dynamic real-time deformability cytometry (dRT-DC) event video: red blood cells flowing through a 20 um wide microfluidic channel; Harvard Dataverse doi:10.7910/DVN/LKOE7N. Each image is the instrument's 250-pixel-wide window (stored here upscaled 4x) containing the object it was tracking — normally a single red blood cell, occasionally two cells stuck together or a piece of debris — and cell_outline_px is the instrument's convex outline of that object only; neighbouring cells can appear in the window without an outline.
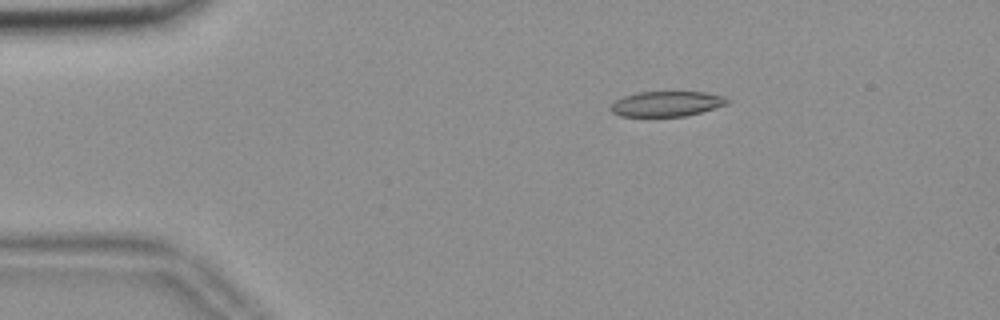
{"species": "common noctule bat (a hibernating species)", "species_latin": "Nyctalus noctula", "temperature_condition": "room temperature", "stored_images_in_passage": 46, "camera_frame_rate_fps": 3000, "um_per_image_px": 0.085, "animal": {"sex": "female", "body_mass_g": 18.4}, "frame": {"image": 1, "passage_image": 1, "time_ms": 0.0, "image_size_px": [1000, 320], "cell_outline_px": [[732, 100], [728, 104], [700, 112], [684, 116], [620, 116], [612, 112], [608, 108], [616, 100], [624, 96], [640, 92], [704, 92], [724, 96]], "centroid_in_image_um": [56.68, 8.82], "position_along_channel_um": 28.3, "area_um2": 17.05}}
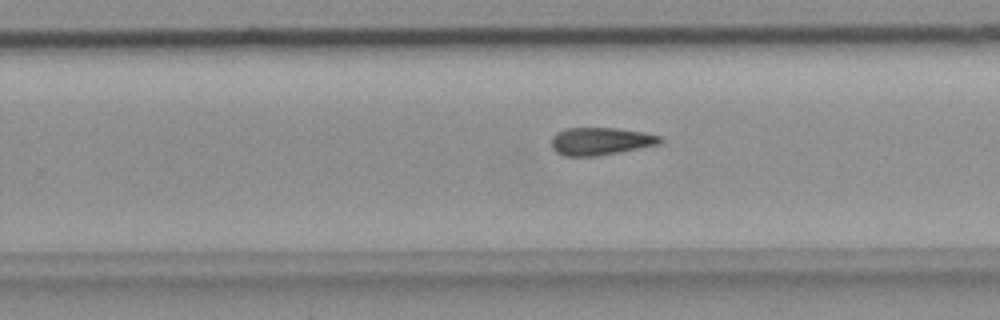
{"frame": {"image": 2, "passage_image": 26, "time_ms": 8.333, "image_size_px": [1000, 320], "cell_outline_px": [[664, 140], [660, 144], [596, 156], [564, 156], [556, 152], [552, 148], [552, 136], [556, 132], [564, 128], [616, 128], [644, 132], [660, 136]], "centroid_in_image_um": [51.03, 12.0], "position_along_channel_um": 278.8, "area_um2": 17.51}}
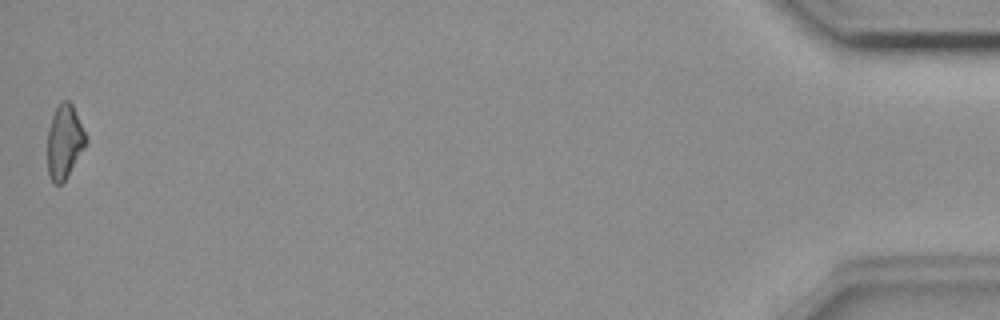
{"frame": {"image": 3, "passage_image": 46, "time_ms": 15.0, "image_size_px": [1000, 320], "cell_outline_px": [[88, 140], [84, 148], [64, 180], [60, 184], [56, 184], [52, 180], [48, 172], [48, 128], [52, 116], [60, 100], [68, 100], [72, 104]], "centroid_in_image_um": [5.47, 12.0], "position_along_channel_um": 429.7, "area_um2": 16.18}}